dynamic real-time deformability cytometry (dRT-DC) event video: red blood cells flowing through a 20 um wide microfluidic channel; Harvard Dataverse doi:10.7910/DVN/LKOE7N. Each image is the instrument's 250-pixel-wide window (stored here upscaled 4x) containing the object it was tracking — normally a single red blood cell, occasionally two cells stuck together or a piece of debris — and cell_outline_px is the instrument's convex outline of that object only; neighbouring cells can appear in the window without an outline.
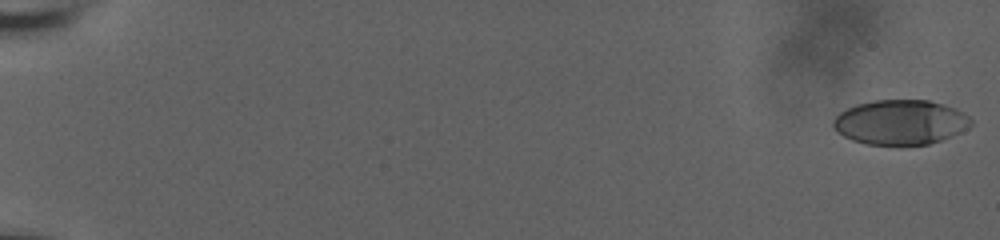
{"species": "human", "species_latin": "Homo sapiens", "temperature_condition": "room temperature", "stored_images_in_passage": 10, "camera_frame_rate_fps": 3000, "um_per_image_px": 0.085, "donor": {"sex": "male"}, "frame": {"image": 1, "passage_image": 1, "time_ms": 0.0, "image_size_px": [1000, 240], "cell_outline_px": [[972, 124], [968, 128], [952, 136], [928, 144], [868, 144], [852, 140], [844, 136], [832, 124], [832, 120], [840, 112], [856, 104], [876, 100], [928, 100], [956, 108], [964, 112], [972, 120]], "centroid_in_image_um": [76.56, 10.38], "position_along_channel_um": 8.4, "area_um2": 35.66}}
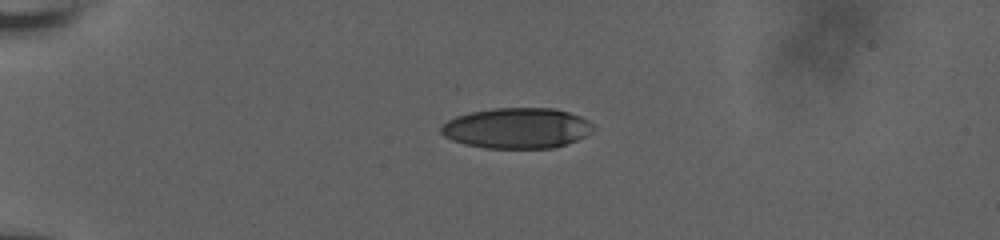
{"frame": {"image": 2, "passage_image": 7, "time_ms": 2.0, "image_size_px": [1000, 240], "cell_outline_px": [[596, 128], [592, 132], [576, 140], [556, 148], [484, 148], [464, 144], [452, 140], [444, 136], [440, 132], [440, 128], [448, 120], [456, 116], [472, 112], [492, 108], [556, 108], [580, 116], [588, 120]], "centroid_in_image_um": [43.95, 10.89], "position_along_channel_um": 41.0, "area_um2": 36.13}}
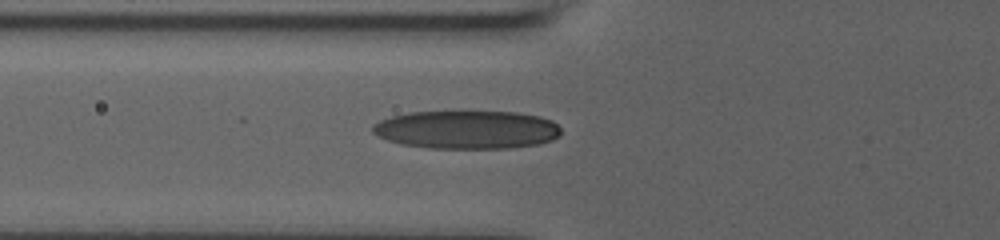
{"frame": {"image": 3, "passage_image": 10, "time_ms": 3.0, "image_size_px": [1000, 240], "cell_outline_px": [[560, 136], [552, 140], [540, 144], [508, 148], [428, 148], [400, 144], [388, 140], [372, 132], [372, 124], [380, 120], [392, 116], [408, 112], [516, 112], [540, 116], [552, 120], [560, 128]], "centroid_in_image_um": [39.69, 11.02], "position_along_channel_um": 86.1, "area_um2": 42.14}}